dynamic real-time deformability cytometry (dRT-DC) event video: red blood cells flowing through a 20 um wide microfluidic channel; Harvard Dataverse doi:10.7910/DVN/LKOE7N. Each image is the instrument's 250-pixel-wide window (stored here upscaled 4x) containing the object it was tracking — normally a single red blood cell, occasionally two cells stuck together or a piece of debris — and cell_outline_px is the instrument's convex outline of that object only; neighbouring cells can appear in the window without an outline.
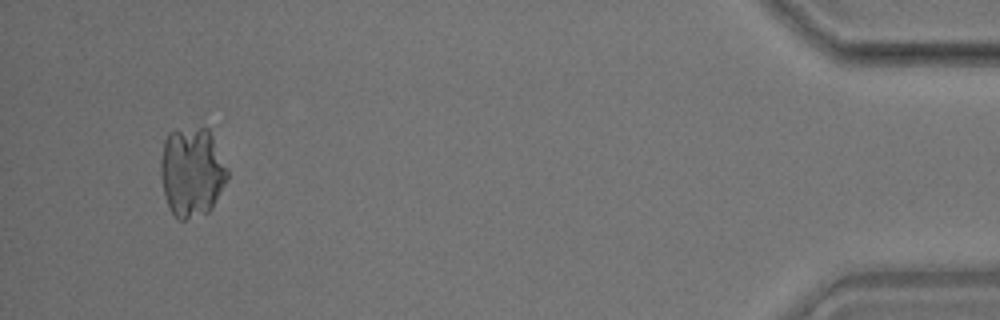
{"species": "common noctule bat (a hibernating species)", "species_latin": "Nyctalus noctula", "temperature_condition": "room temperature", "stored_images_in_passage": 52, "camera_frame_rate_fps": 3000, "um_per_image_px": 0.085, "animal": {"sex": "male", "body_mass_g": 17.9}, "frame": {"image": 1, "passage_image": 50, "time_ms": 16.333, "image_size_px": [1000, 320], "cell_outline_px": [[228, 180], [212, 208], [208, 212], [184, 220], [176, 220], [168, 204], [164, 192], [160, 172], [160, 160], [164, 140], [168, 132], [200, 128], [208, 128], [228, 168]], "centroid_in_image_um": [16.31, 14.64], "position_along_channel_um": 418.9, "area_um2": 34.8}}